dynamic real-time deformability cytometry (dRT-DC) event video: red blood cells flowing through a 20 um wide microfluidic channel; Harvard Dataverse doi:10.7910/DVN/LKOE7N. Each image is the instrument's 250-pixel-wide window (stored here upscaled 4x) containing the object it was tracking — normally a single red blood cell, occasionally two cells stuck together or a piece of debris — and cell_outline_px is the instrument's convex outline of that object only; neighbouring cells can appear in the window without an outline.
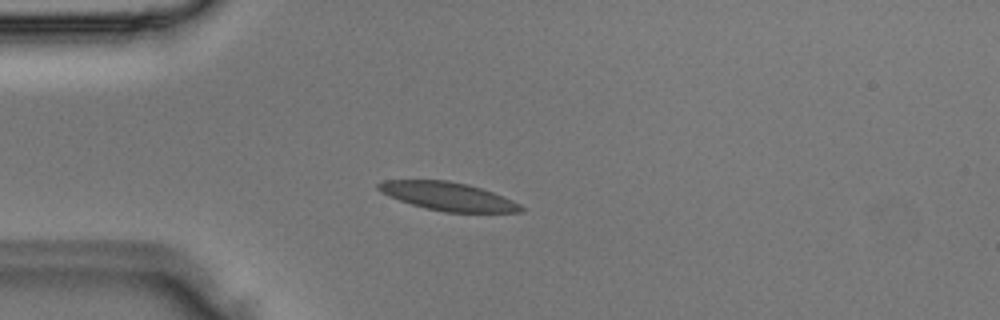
{"species": "Egyptian fruit bat (a non-hibernating species)", "species_latin": "Rousettus aegyptiacus", "temperature_condition": "room temperature", "stored_images_in_passage": 2, "camera_frame_rate_fps": 3000, "um_per_image_px": 0.085, "animal": {"sex": "male"}, "frame": {"image": 1, "passage_image": 2, "time_ms": 0.333, "image_size_px": [1000, 320], "cell_outline_px": [[524, 208], [520, 212], [444, 212], [412, 204], [400, 200], [380, 192], [376, 188], [376, 184], [384, 180], [448, 180], [468, 184], [492, 192], [512, 200], [520, 204]], "centroid_in_image_um": [38.05, 16.68], "position_along_channel_um": 46.9, "area_um2": 23.29}}